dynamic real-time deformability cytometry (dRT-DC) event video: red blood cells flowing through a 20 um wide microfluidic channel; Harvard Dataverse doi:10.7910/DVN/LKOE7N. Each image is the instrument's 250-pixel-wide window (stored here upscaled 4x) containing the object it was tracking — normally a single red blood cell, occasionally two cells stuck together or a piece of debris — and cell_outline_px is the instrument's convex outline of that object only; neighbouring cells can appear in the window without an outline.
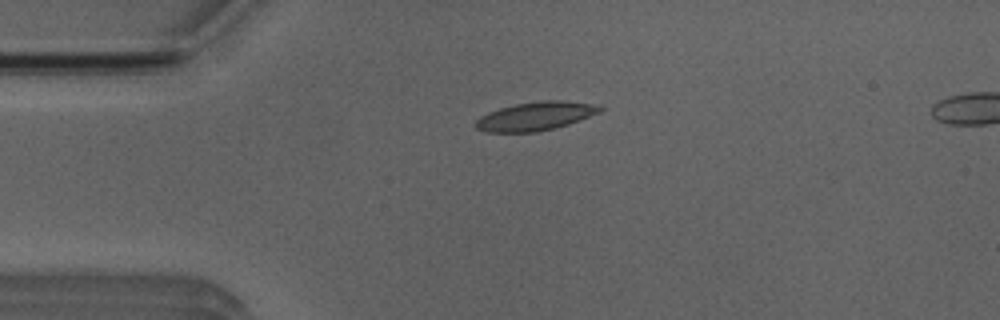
{"species": "Egyptian fruit bat (a non-hibernating species)", "species_latin": "Rousettus aegyptiacus", "temperature_condition": "room temperature", "stored_images_in_passage": 34, "camera_frame_rate_fps": 3000, "um_per_image_px": 0.085, "animal": {"sex": "male"}, "frame": {"image": 1, "passage_image": 1, "time_ms": 0.0, "image_size_px": [1000, 320], "cell_outline_px": [[604, 108], [600, 112], [568, 124], [536, 132], [484, 132], [476, 128], [472, 124], [480, 116], [488, 112], [500, 108], [516, 104], [544, 100], [560, 100], [604, 104]], "centroid_in_image_um": [45.53, 9.86], "position_along_channel_um": 39.5, "area_um2": 20.87}}
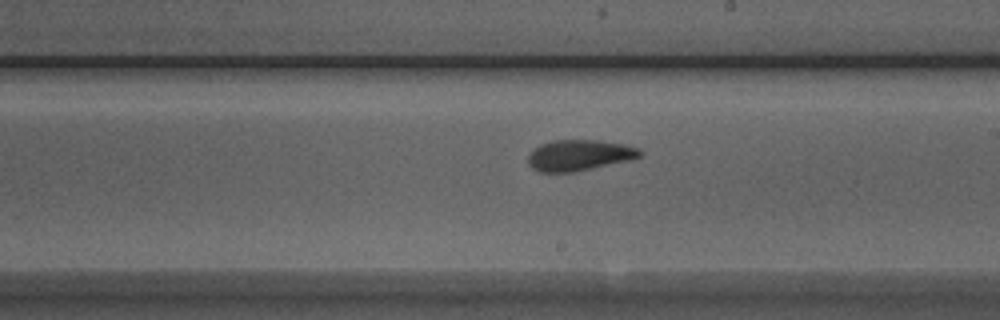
{"frame": {"image": 2, "passage_image": 18, "time_ms": 5.667, "image_size_px": [1000, 320], "cell_outline_px": [[640, 156], [632, 160], [572, 172], [540, 172], [532, 168], [528, 164], [528, 156], [540, 144], [552, 140], [600, 140], [624, 144], [640, 148]], "centroid_in_image_um": [49.24, 13.19], "position_along_channel_um": 239.8, "area_um2": 20.11}}
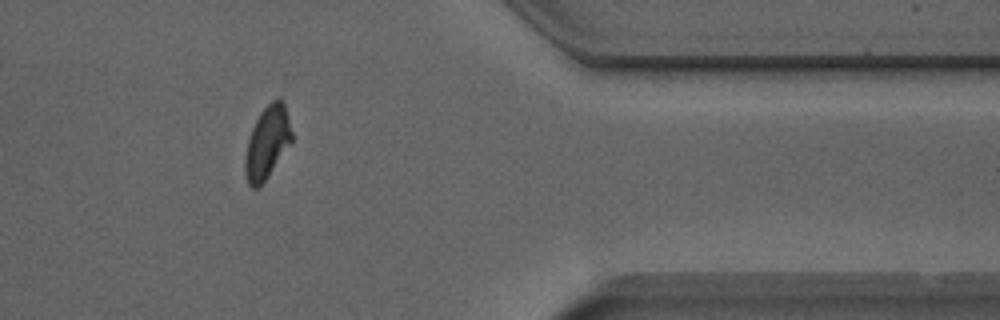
{"frame": {"image": 3, "passage_image": 31, "time_ms": 10.0, "image_size_px": [1000, 320], "cell_outline_px": [[292, 140], [264, 180], [256, 188], [252, 188], [248, 184], [244, 172], [244, 156], [248, 140], [252, 128], [260, 112], [276, 96], [284, 104], [292, 132]], "centroid_in_image_um": [22.68, 12.09], "position_along_channel_um": 388.7, "area_um2": 19.25}, "authors_computed_cell_mechanics": {"area_um2": 20.0855, "velocity_mm_per_s": 3.983, "shape_relaxation_time_tau1_ms": 4.2903, "shape_relaxation_time_tau2_ms": 2.0508, "deformation_change_tau1": 0.1616, "deformation_change_tau2": 0.0935}}